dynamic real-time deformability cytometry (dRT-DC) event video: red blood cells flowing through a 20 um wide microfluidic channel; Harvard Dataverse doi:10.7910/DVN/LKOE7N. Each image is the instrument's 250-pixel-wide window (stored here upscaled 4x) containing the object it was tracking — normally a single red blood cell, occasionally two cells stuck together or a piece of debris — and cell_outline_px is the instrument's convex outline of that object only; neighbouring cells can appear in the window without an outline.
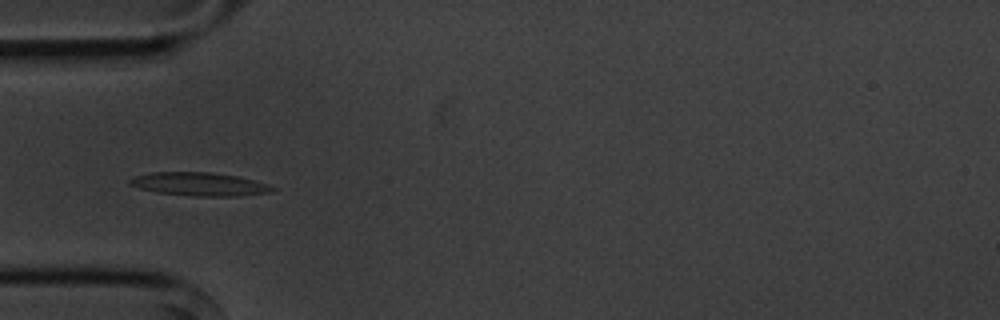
{"species": "common noctule bat (a hibernating species)", "species_latin": "Nyctalus noctula", "temperature_condition": "cold", "stored_images_in_passage": 9, "camera_frame_rate_fps": 3000, "um_per_image_px": 0.085, "animal": {"sex": "male", "body_mass_g": 20.1, "forearm_length_mm": 53.5}, "frame": {"image": 1, "passage_image": 4, "time_ms": 3.667, "image_size_px": [1000, 320], "cell_outline_px": [[276, 188], [272, 192], [236, 196], [192, 196], [156, 192], [140, 188], [128, 184], [128, 180], [132, 176], [152, 172], [208, 172], [236, 176], [268, 184]], "centroid_in_image_um": [16.9, 15.65], "position_along_channel_um": 68.1, "area_um2": 19.36}}
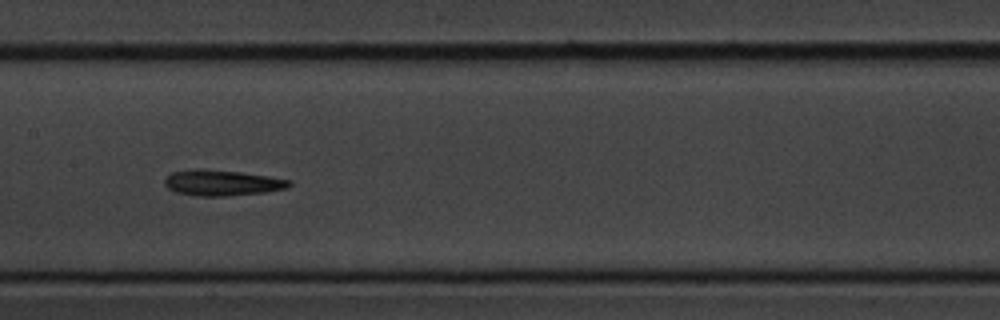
{"frame": {"image": 2, "passage_image": 7, "time_ms": 7.0, "image_size_px": [1000, 320], "cell_outline_px": [[292, 184], [288, 188], [264, 192], [228, 196], [196, 196], [176, 192], [168, 188], [164, 184], [164, 180], [172, 172], [200, 168], [204, 168], [240, 172], [268, 176], [292, 180]], "centroid_in_image_um": [18.89, 15.54], "position_along_channel_um": 188.5, "area_um2": 18.79}}
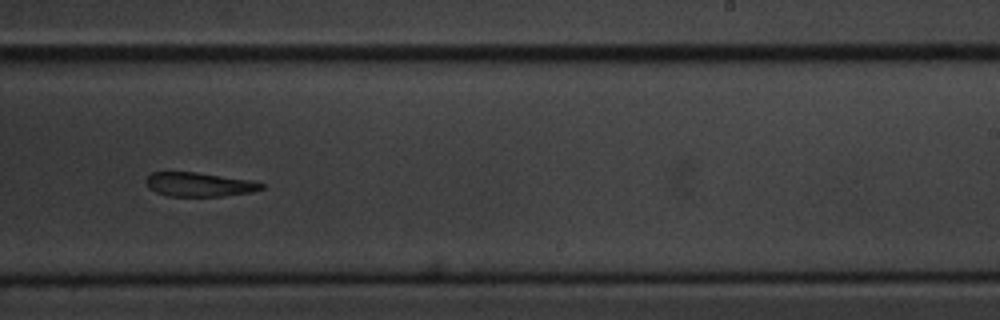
{"frame": {"image": 3, "passage_image": 9, "time_ms": 9.333, "image_size_px": [1000, 320], "cell_outline_px": [[264, 188], [252, 192], [220, 196], [168, 196], [156, 192], [148, 188], [144, 180], [152, 172], [196, 172], [248, 180], [264, 184]], "centroid_in_image_um": [16.88, 15.68], "position_along_channel_um": 272.1, "area_um2": 16.07}}